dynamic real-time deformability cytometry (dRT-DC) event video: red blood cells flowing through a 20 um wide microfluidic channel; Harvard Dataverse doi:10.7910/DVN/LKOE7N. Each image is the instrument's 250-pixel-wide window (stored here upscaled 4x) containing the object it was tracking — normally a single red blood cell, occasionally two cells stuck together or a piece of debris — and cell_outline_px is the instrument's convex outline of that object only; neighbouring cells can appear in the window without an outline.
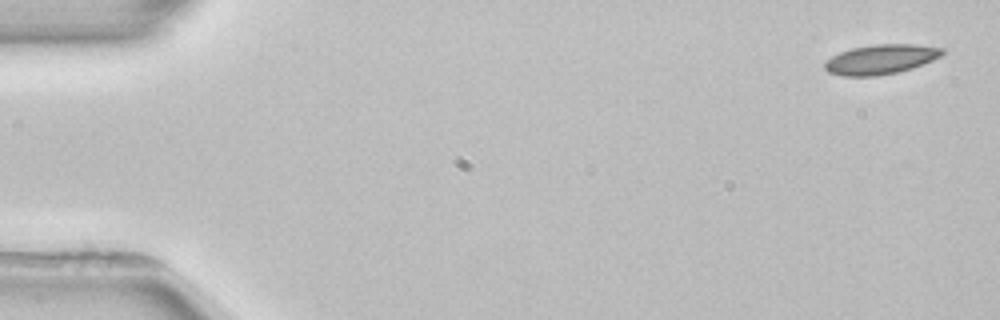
{"species": "common noctule bat (a hibernating species)", "species_latin": "Nyctalus noctula", "temperature_condition": "room temperature", "stored_images_in_passage": 4, "camera_frame_rate_fps": 3000, "um_per_image_px": 0.085, "animal": {"sex": "female", "body_mass_g": 22.7, "forearm_length_mm": 54.2}, "frame": {"image": 1, "passage_image": 1, "time_ms": 0.0, "image_size_px": [1000, 320], "cell_outline_px": [[944, 52], [940, 56], [932, 60], [912, 68], [896, 72], [876, 76], [844, 76], [828, 72], [824, 68], [824, 60], [840, 52], [852, 48], [876, 44], [916, 44], [944, 48]], "centroid_in_image_um": [74.84, 5.04], "position_along_channel_um": 10.2, "area_um2": 20.29}}
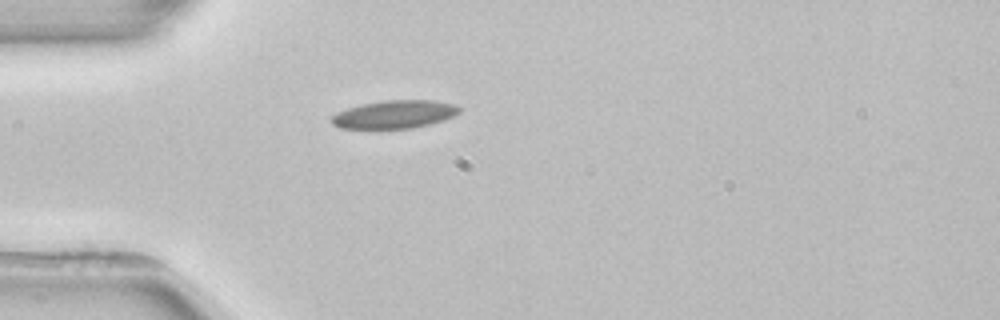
{"frame": {"image": 2, "passage_image": 4, "time_ms": 4.333, "image_size_px": [1000, 320], "cell_outline_px": [[460, 112], [444, 120], [412, 128], [340, 128], [332, 124], [332, 116], [348, 108], [360, 104], [384, 100], [432, 100], [452, 104], [460, 108]], "centroid_in_image_um": [33.53, 9.71], "position_along_channel_um": 51.5, "area_um2": 20.58}}